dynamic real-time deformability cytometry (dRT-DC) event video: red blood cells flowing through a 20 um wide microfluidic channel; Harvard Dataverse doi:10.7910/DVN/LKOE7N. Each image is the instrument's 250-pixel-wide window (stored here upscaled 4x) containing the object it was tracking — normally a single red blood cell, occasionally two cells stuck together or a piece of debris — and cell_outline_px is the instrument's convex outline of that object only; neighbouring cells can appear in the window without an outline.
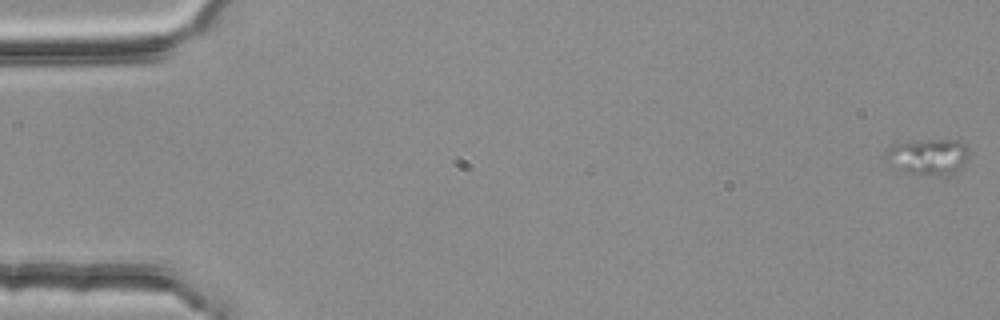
{"species": "common noctule bat (a hibernating species)", "species_latin": "Nyctalus noctula", "temperature_condition": "room temperature", "stored_images_in_passage": 5, "camera_frame_rate_fps": 3000, "um_per_image_px": 0.085, "animal": {"sex": "female", "body_mass_g": 25.1}, "frame": {"image": 1, "passage_image": 1, "time_ms": 0.0, "image_size_px": [1000, 320], "cell_outline_px": [[968, 160], [960, 168], [952, 172], [940, 176], [912, 172], [884, 164], [880, 156], [892, 144], [920, 140], [956, 140], [964, 144], [968, 152]], "centroid_in_image_um": [78.79, 13.3], "position_along_channel_um": 6.2, "area_um2": 17.57}}